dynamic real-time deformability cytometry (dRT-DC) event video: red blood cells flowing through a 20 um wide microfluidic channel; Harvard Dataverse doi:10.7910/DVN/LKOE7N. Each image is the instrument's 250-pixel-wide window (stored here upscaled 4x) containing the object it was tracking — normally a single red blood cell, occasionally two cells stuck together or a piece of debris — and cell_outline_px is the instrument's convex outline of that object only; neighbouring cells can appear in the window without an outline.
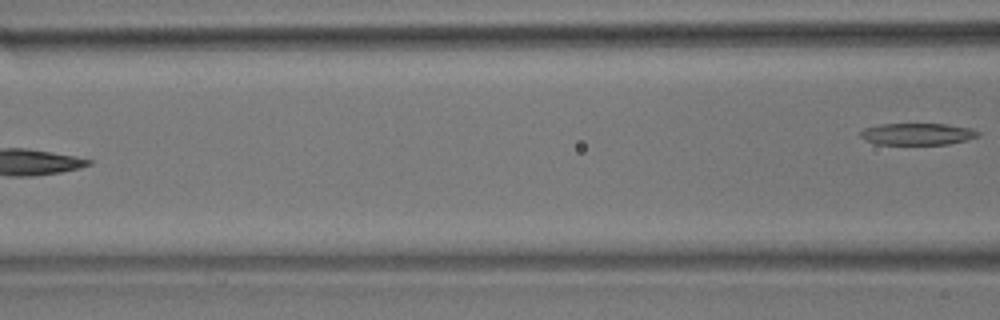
{"species": "common noctule bat (a hibernating species)", "species_latin": "Nyctalus noctula", "temperature_condition": "room temperature", "stored_images_in_passage": 4, "camera_frame_rate_fps": 3000, "um_per_image_px": 0.085, "animal": {"sex": "male", "body_mass_g": 17.9}, "frame": {"image": 1, "passage_image": 4, "time_ms": 1.0, "image_size_px": [1000, 320], "cell_outline_px": [[980, 136], [948, 144], [876, 144], [864, 140], [860, 136], [860, 132], [864, 128], [880, 124], [944, 124], [972, 128], [980, 132]], "centroid_in_image_um": [77.96, 11.39], "position_along_channel_um": 88.6, "area_um2": 14.91}}